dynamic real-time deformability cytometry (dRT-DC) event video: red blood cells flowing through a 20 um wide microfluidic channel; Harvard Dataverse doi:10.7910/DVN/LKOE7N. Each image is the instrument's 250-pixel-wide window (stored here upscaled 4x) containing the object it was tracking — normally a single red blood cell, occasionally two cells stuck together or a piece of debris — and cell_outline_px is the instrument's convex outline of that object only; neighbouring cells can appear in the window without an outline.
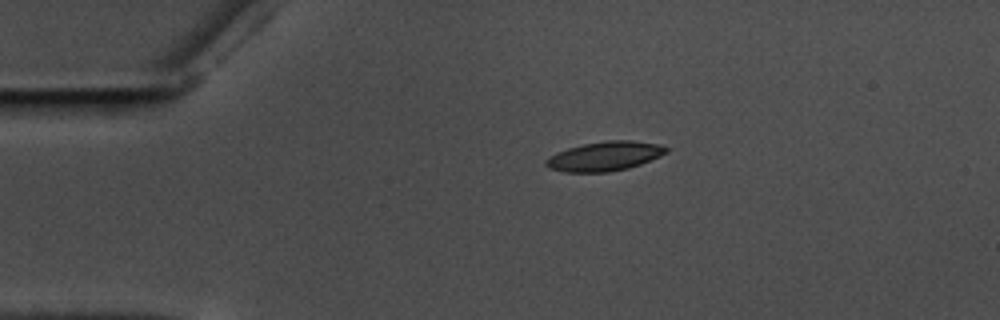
{"species": "common noctule bat (a hibernating species)", "species_latin": "Nyctalus noctula", "temperature_condition": "warm", "stored_images_in_passage": 47, "camera_frame_rate_fps": 3000, "um_per_image_px": 0.085, "animal": {"sex": "male", "body_mass_g": 17.5, "forearm_length_mm": 52.3}, "frame": {"image": 1, "passage_image": 1, "time_ms": 0.0, "image_size_px": [1000, 320], "cell_outline_px": [[668, 152], [660, 156], [640, 164], [628, 168], [608, 172], [564, 172], [548, 168], [544, 164], [544, 160], [548, 156], [556, 152], [568, 148], [584, 144], [604, 140], [632, 140], [660, 144], [668, 148]], "centroid_in_image_um": [51.37, 13.27], "position_along_channel_um": 33.6, "area_um2": 20.75}}
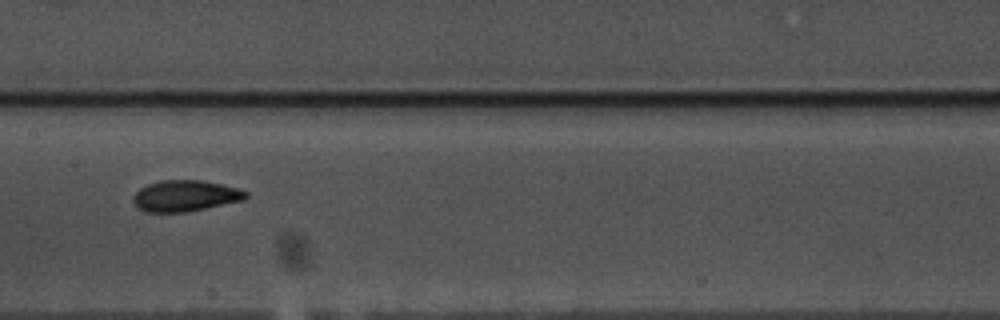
{"frame": {"image": 2, "passage_image": 18, "time_ms": 5.667, "image_size_px": [1000, 320], "cell_outline_px": [[248, 196], [244, 200], [188, 212], [144, 212], [132, 200], [132, 196], [140, 188], [148, 184], [160, 180], [204, 180], [224, 184], [248, 192]], "centroid_in_image_um": [15.76, 16.64], "position_along_channel_um": 191.6, "area_um2": 20.58}}
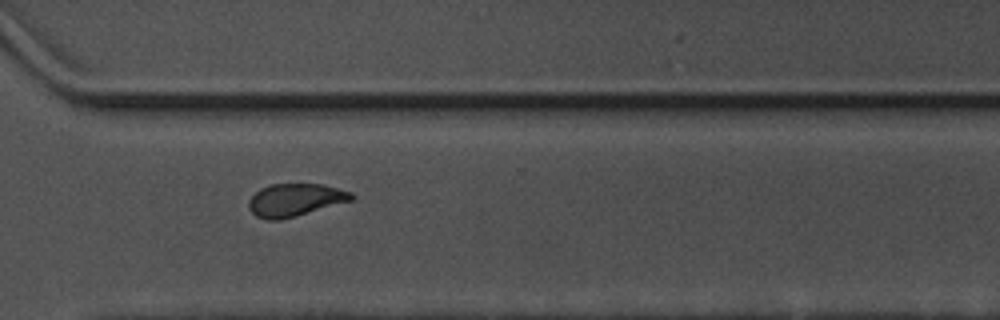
{"frame": {"image": 3, "passage_image": 31, "time_ms": 10.0, "image_size_px": [1000, 320], "cell_outline_px": [[352, 200], [296, 216], [280, 220], [268, 220], [256, 216], [248, 208], [248, 200], [260, 188], [272, 184], [324, 184], [352, 192]], "centroid_in_image_um": [25.05, 16.99], "position_along_channel_um": 345.5, "area_um2": 19.48}, "authors_computed_cell_mechanics": {"area_um2": 20.1144, "velocity_mm_per_s": 3.5539, "shape_relaxation_time_tau1_ms": 3.479, "shape_relaxation_time_tau2_ms": 1.969, "deformation_change_tau1": 0.123, "deformation_change_tau2": 0.0729}}